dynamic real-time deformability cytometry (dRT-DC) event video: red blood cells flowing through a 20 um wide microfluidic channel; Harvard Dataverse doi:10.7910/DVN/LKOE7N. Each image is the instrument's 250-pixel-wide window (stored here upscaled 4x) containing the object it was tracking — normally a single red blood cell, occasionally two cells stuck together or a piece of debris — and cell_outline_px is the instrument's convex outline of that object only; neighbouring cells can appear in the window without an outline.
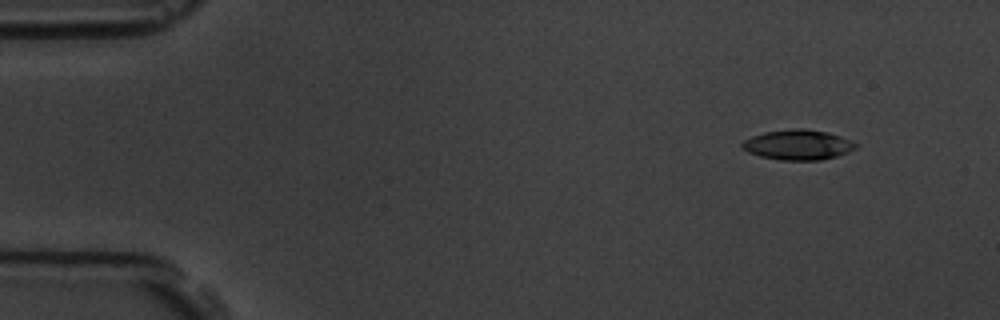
{"species": "common noctule bat (a hibernating species)", "species_latin": "Nyctalus noctula", "temperature_condition": "room temperature", "stored_images_in_passage": 4, "camera_frame_rate_fps": 3000, "um_per_image_px": 0.085, "animal": {"sex": "male", "body_mass_g": 19.5, "forearm_length_mm": 54.6}, "frame": {"image": 1, "passage_image": 1, "time_ms": 0.0, "image_size_px": [1000, 320], "cell_outline_px": [[860, 144], [856, 148], [848, 152], [836, 156], [820, 160], [780, 160], [760, 156], [748, 152], [740, 144], [744, 140], [752, 136], [764, 132], [792, 128], [804, 128], [828, 132], [840, 136]], "centroid_in_image_um": [67.84, 12.3], "position_along_channel_um": 17.2, "area_um2": 20.0}}